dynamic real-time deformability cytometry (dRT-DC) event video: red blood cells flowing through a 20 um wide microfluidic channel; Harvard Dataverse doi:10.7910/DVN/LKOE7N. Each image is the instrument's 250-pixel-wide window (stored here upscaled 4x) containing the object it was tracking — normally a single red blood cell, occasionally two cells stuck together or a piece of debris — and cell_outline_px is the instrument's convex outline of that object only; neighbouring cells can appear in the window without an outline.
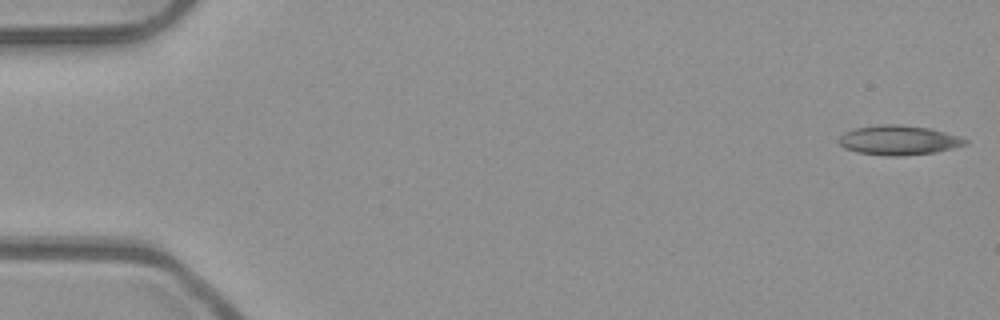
{"species": "common noctule bat (a hibernating species)", "species_latin": "Nyctalus noctula", "temperature_condition": "room temperature", "stored_images_in_passage": 49, "camera_frame_rate_fps": 3000, "um_per_image_px": 0.085, "animal": {"sex": "male", "body_mass_g": 23.1, "forearm_length_mm": 52.7}, "frame": {"image": 1, "passage_image": 1, "time_ms": 0.0, "image_size_px": [1000, 320], "cell_outline_px": [[968, 140], [964, 144], [936, 152], [904, 156], [888, 156], [856, 152], [844, 148], [840, 144], [840, 136], [844, 132], [856, 128], [884, 124], [900, 124], [928, 128], [944, 132]], "centroid_in_image_um": [76.34, 11.92], "position_along_channel_um": 8.7, "area_um2": 21.44}}
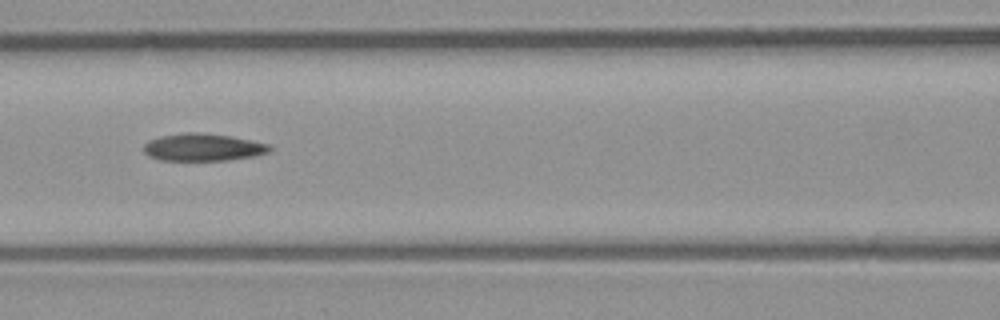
{"frame": {"image": 2, "passage_image": 23, "time_ms": 7.333, "image_size_px": [1000, 320], "cell_outline_px": [[272, 148], [268, 152], [252, 156], [228, 160], [160, 160], [148, 156], [144, 152], [144, 144], [148, 140], [160, 136], [188, 132], [196, 132], [228, 136], [268, 144]], "centroid_in_image_um": [17.19, 12.52], "position_along_channel_um": 149.4, "area_um2": 19.83}}
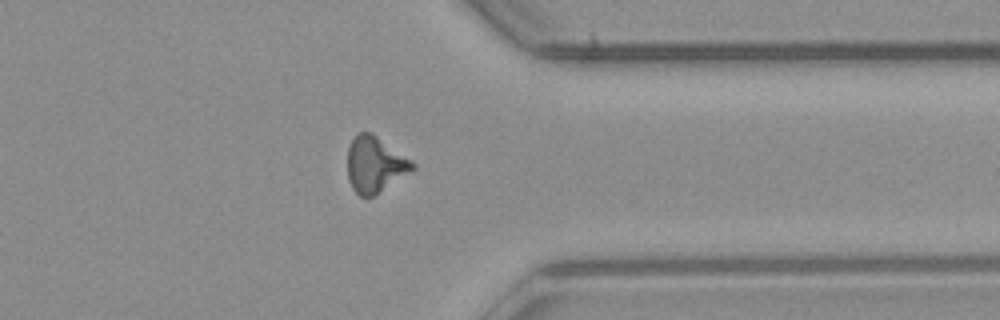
{"frame": {"image": 3, "passage_image": 41, "time_ms": 13.333, "image_size_px": [1000, 320], "cell_outline_px": [[416, 168], [372, 196], [360, 196], [352, 188], [348, 180], [348, 148], [356, 132], [372, 132], [412, 160], [416, 164]], "centroid_in_image_um": [31.87, 13.95], "position_along_channel_um": 379.5, "area_um2": 21.04}, "authors_computed_cell_mechanics": {"area_um2": 20.519, "velocity_mm_per_s": 3.9515, "shape_relaxation_time_tau1_ms": null, "shape_relaxation_time_tau2_ms": 6.1602, "deformation_change_tau1": null, "deformation_change_tau2": 0.1689}}